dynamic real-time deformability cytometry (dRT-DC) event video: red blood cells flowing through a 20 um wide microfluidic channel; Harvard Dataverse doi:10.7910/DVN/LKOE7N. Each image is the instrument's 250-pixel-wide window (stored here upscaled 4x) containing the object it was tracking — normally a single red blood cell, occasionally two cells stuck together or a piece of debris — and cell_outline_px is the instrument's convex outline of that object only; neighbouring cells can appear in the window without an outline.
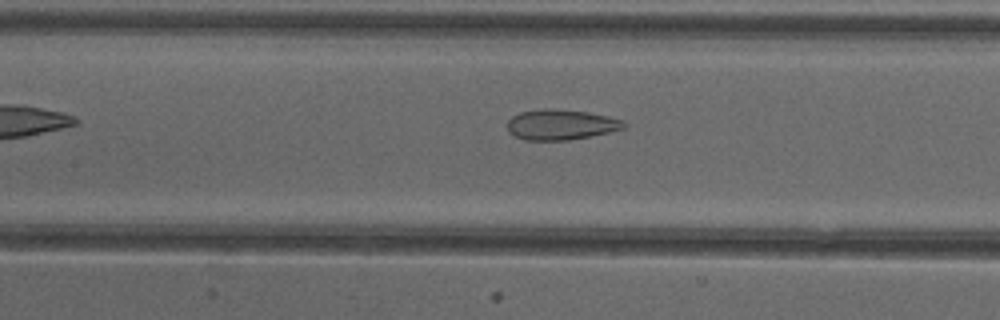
{"species": "common noctule bat (a hibernating species)", "species_latin": "Nyctalus noctula", "temperature_condition": "cold", "stored_images_in_passage": 34, "camera_frame_rate_fps": 3000, "um_per_image_px": 0.085, "animal": {"sex": "female"}, "frame": {"image": 1, "passage_image": 8, "time_ms": 2.333, "image_size_px": [1000, 320], "cell_outline_px": [[628, 124], [624, 128], [608, 132], [568, 140], [524, 140], [508, 132], [508, 120], [512, 116], [520, 112], [544, 108], [556, 108], [588, 112], [608, 116], [624, 120]], "centroid_in_image_um": [47.68, 10.58], "position_along_channel_um": 159.7, "area_um2": 20.69}}
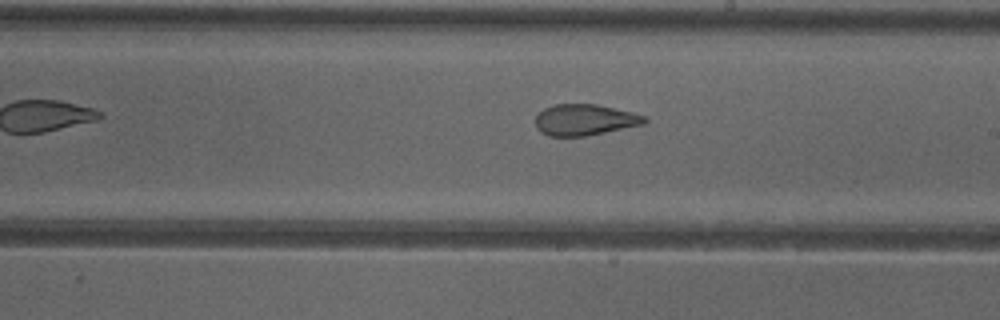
{"frame": {"image": 2, "passage_image": 14, "time_ms": 4.333, "image_size_px": [1000, 320], "cell_outline_px": [[648, 120], [644, 124], [584, 136], [548, 136], [540, 132], [536, 128], [536, 116], [544, 108], [552, 104], [596, 104], [632, 112], [644, 116]], "centroid_in_image_um": [49.67, 10.18], "position_along_channel_um": 239.3, "area_um2": 19.71}}
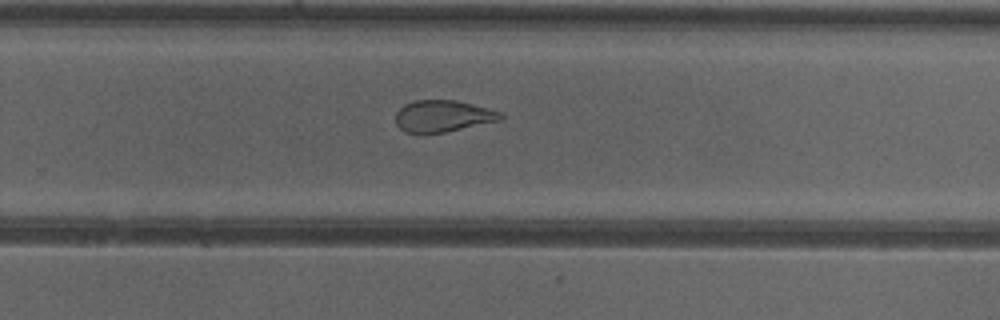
{"frame": {"image": 3, "passage_image": 18, "time_ms": 5.667, "image_size_px": [1000, 320], "cell_outline_px": [[504, 120], [424, 136], [404, 132], [396, 124], [396, 112], [404, 104], [416, 100], [456, 100], [488, 108], [500, 112], [504, 116]], "centroid_in_image_um": [37.63, 9.9], "position_along_channel_um": 292.2, "area_um2": 19.88}, "authors_computed_cell_mechanics": {"area_um2": 21.5883, "velocity_mm_per_s": 3.9881, "shape_relaxation_time_tau1_ms": null, "shape_relaxation_time_tau2_ms": 1.4887, "deformation_change_tau1": null, "deformation_change_tau2": 0.0876}}